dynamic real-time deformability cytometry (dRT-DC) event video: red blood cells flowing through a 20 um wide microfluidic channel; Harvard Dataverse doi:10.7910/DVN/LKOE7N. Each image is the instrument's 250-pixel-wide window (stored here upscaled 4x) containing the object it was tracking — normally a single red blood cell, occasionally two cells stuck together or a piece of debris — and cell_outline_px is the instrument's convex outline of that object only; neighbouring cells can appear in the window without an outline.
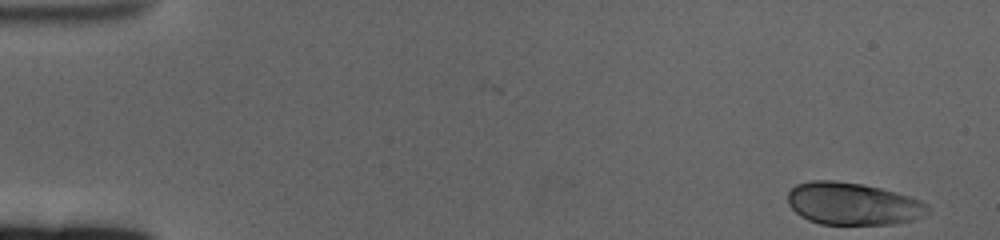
{"species": "human", "species_latin": "Homo sapiens", "temperature_condition": "cold", "stored_images_in_passage": 59, "camera_frame_rate_fps": 3000, "um_per_image_px": 0.085, "donor": {"sex": "female"}, "frame": {"image": 1, "passage_image": 1, "time_ms": 0.0, "image_size_px": [1000, 240], "cell_outline_px": [[928, 212], [912, 220], [892, 224], [820, 224], [808, 220], [800, 216], [788, 204], [788, 192], [796, 184], [812, 180], [832, 180], [860, 184], [880, 188], [896, 192], [920, 200], [928, 204]], "centroid_in_image_um": [72.46, 17.32], "position_along_channel_um": 12.5, "area_um2": 34.39}}
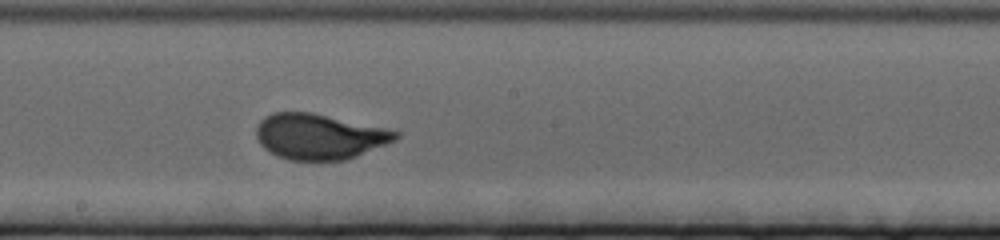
{"frame": {"image": 2, "passage_image": 32, "time_ms": 10.333, "image_size_px": [1000, 240], "cell_outline_px": [[400, 136], [396, 140], [356, 156], [344, 160], [288, 160], [276, 156], [268, 152], [260, 144], [256, 136], [256, 128], [260, 120], [264, 116], [272, 112], [312, 112], [384, 128], [400, 132]], "centroid_in_image_um": [27.1, 11.6], "position_along_channel_um": 221.1, "area_um2": 36.99}}
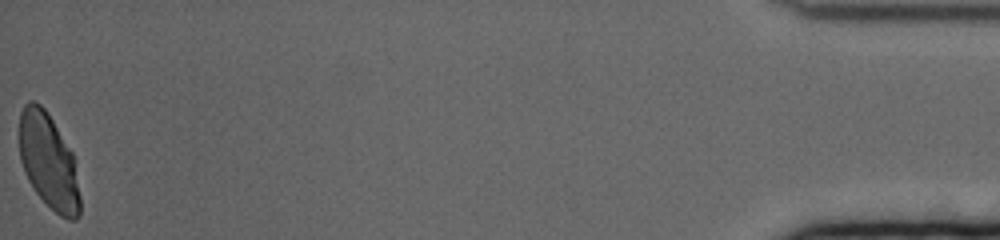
{"frame": {"image": 3, "passage_image": 59, "time_ms": 19.333, "image_size_px": [1000, 240], "cell_outline_px": [[80, 216], [76, 220], [68, 220], [60, 216], [36, 192], [28, 180], [24, 172], [20, 160], [20, 112], [24, 104], [28, 100], [32, 100], [40, 104], [48, 112], [72, 152], [80, 196]], "centroid_in_image_um": [4.13, 13.7], "position_along_channel_um": 431.1, "area_um2": 33.58}, "authors_computed_cell_mechanics": {"area_um2": 35.4314, "velocity_mm_per_s": 3.3371, "shape_relaxation_time_tau1_ms": 4.0402, "shape_relaxation_time_tau2_ms": null, "deformation_change_tau1": 0.1924, "deformation_change_tau2": null}}